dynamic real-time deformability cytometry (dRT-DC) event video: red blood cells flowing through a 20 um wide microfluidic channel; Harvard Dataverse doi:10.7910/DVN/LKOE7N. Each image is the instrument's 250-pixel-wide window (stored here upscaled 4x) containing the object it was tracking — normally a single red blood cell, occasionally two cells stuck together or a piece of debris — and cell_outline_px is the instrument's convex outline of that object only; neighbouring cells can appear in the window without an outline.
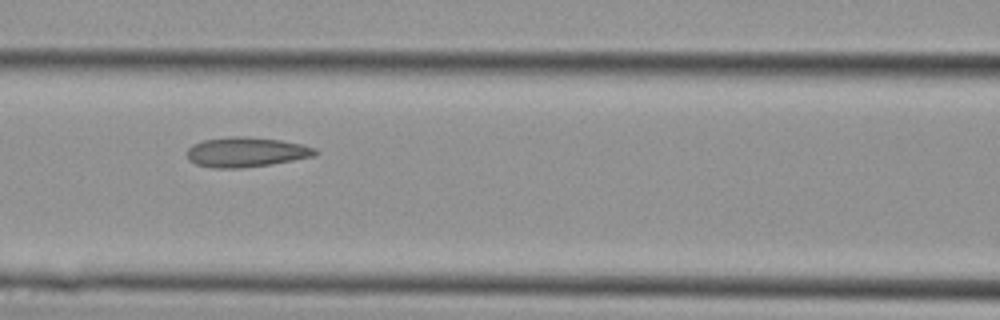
{"species": "Egyptian fruit bat (a non-hibernating species)", "species_latin": "Rousettus aegyptiacus", "temperature_condition": "cold", "stored_images_in_passage": 6, "camera_frame_rate_fps": 3000, "um_per_image_px": 0.085, "animal": {"sex": "female"}, "frame": {"image": 1, "passage_image": 6, "time_ms": 1.667, "image_size_px": [1000, 320], "cell_outline_px": [[320, 152], [316, 156], [272, 164], [240, 168], [212, 168], [196, 164], [188, 160], [188, 148], [192, 144], [204, 140], [232, 136], [244, 136], [280, 140], [300, 144], [316, 148]], "centroid_in_image_um": [20.94, 12.93], "position_along_channel_um": 145.7, "area_um2": 22.37}}